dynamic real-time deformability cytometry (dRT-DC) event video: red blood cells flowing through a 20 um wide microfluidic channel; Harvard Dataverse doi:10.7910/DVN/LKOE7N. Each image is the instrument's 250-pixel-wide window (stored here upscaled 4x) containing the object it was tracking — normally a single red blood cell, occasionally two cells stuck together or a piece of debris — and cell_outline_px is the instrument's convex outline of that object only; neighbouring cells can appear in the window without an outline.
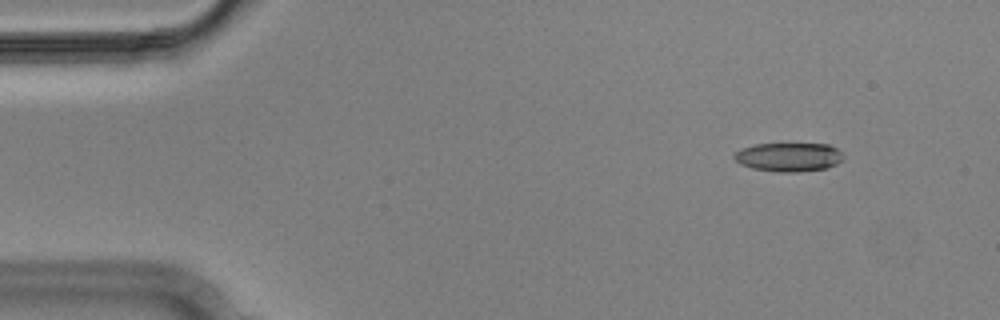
{"species": "Egyptian fruit bat (a non-hibernating species)", "species_latin": "Rousettus aegyptiacus", "temperature_condition": "cold", "stored_images_in_passage": 5, "camera_frame_rate_fps": 3000, "um_per_image_px": 0.085, "animal": {"sex": "male"}, "frame": {"image": 1, "passage_image": 2, "time_ms": 0.333, "image_size_px": [1000, 320], "cell_outline_px": [[844, 160], [828, 168], [796, 172], [780, 172], [752, 168], [740, 164], [732, 156], [740, 148], [756, 144], [828, 144], [836, 148], [840, 152]], "centroid_in_image_um": [67.03, 13.35], "position_along_channel_um": 18.0, "area_um2": 18.32}}